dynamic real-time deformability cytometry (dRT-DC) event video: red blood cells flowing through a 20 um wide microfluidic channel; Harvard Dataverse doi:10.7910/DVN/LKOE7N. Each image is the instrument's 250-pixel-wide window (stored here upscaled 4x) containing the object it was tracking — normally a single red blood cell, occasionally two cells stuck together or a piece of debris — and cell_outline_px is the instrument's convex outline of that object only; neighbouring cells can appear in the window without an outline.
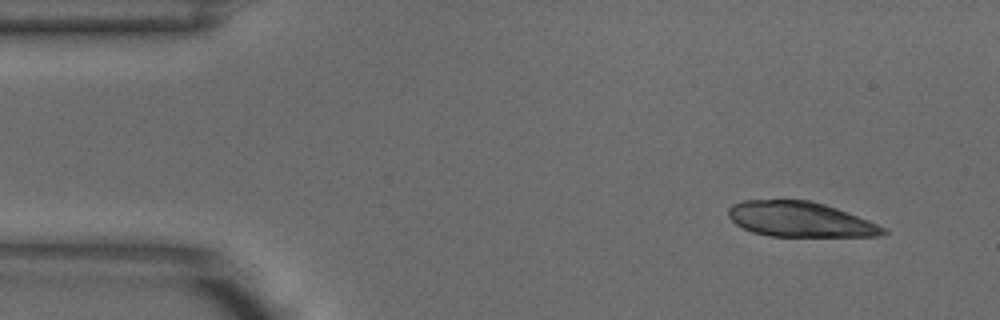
{"species": "common noctule bat (a hibernating species)", "species_latin": "Nyctalus noctula", "temperature_condition": "warm", "stored_images_in_passage": 6, "camera_frame_rate_fps": 3000, "um_per_image_px": 0.085, "animal": {"sex": "male", "body_mass_g": 18.8}, "frame": {"image": 1, "passage_image": 1, "time_ms": 0.0, "image_size_px": [1000, 320], "cell_outline_px": [[888, 232], [880, 236], [768, 236], [752, 232], [736, 224], [728, 216], [728, 208], [732, 204], [744, 200], [808, 200], [824, 204], [848, 212], [868, 220], [884, 228]], "centroid_in_image_um": [67.98, 18.64], "position_along_channel_um": 17.0, "area_um2": 31.5}}